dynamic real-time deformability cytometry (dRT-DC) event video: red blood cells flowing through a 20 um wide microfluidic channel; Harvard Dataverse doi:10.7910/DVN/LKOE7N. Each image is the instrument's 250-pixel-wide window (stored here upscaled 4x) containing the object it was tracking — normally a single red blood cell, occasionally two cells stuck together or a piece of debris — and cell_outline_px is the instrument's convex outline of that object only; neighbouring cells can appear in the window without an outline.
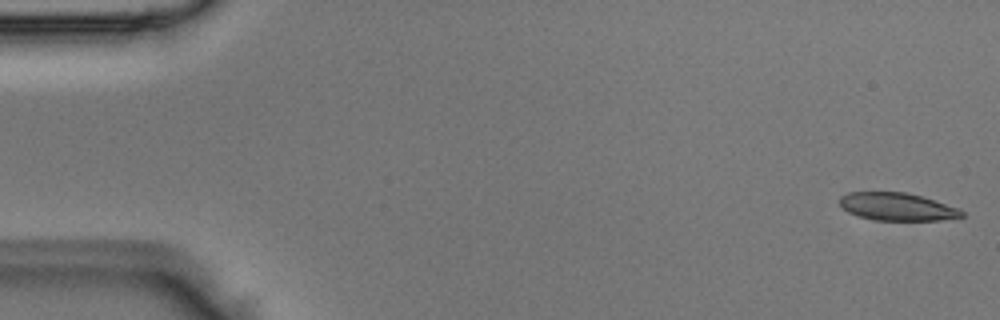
{"species": "Egyptian fruit bat (a non-hibernating species)", "species_latin": "Rousettus aegyptiacus", "temperature_condition": "room temperature", "stored_images_in_passage": 50, "camera_frame_rate_fps": 3000, "um_per_image_px": 0.085, "animal": {"sex": "male"}, "frame": {"image": 1, "passage_image": 1, "time_ms": 0.0, "image_size_px": [1000, 320], "cell_outline_px": [[964, 216], [940, 220], [876, 220], [860, 216], [848, 212], [840, 204], [840, 196], [848, 192], [904, 192], [920, 196], [960, 208], [964, 212]], "centroid_in_image_um": [76.26, 17.57], "position_along_channel_um": 8.7, "area_um2": 19.54}}
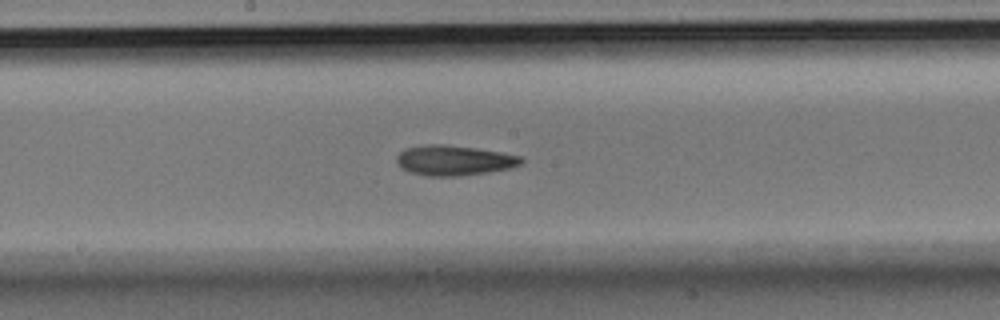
{"frame": {"image": 2, "passage_image": 26, "time_ms": 8.333, "image_size_px": [1000, 320], "cell_outline_px": [[524, 160], [520, 164], [512, 168], [488, 172], [456, 176], [424, 176], [408, 172], [400, 168], [396, 160], [396, 156], [404, 148], [424, 144], [444, 144], [476, 148], [500, 152], [520, 156]], "centroid_in_image_um": [38.54, 13.63], "position_along_channel_um": 209.7, "area_um2": 22.08}}
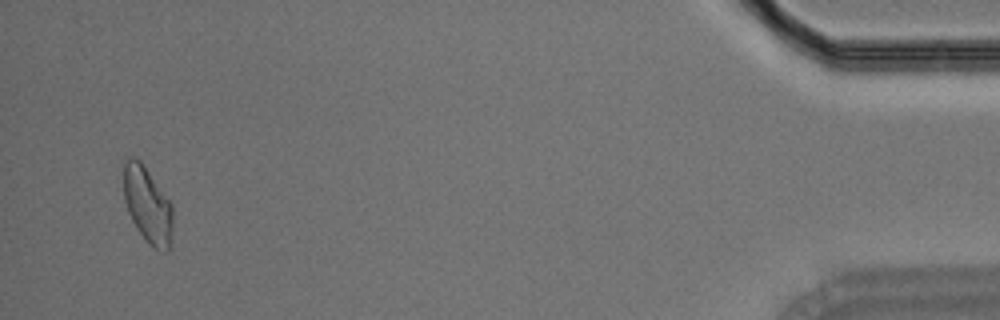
{"frame": {"image": 3, "passage_image": 48, "time_ms": 15.667, "image_size_px": [1000, 320], "cell_outline_px": [[172, 240], [168, 252], [164, 252], [152, 248], [148, 244], [136, 228], [128, 212], [124, 200], [124, 160], [128, 156], [132, 156], [140, 160], [172, 204]], "centroid_in_image_um": [12.55, 17.46], "position_along_channel_um": 422.7, "area_um2": 22.02}}